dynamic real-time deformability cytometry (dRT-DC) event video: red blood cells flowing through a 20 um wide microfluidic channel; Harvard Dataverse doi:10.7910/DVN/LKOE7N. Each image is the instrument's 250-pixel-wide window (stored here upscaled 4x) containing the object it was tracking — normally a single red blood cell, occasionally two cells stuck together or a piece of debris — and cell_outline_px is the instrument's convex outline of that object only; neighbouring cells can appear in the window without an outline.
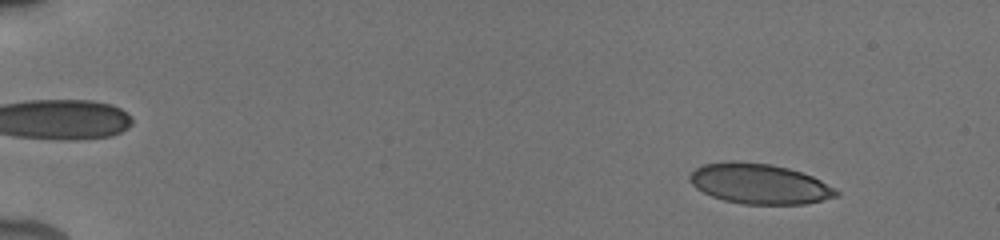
{"species": "human", "species_latin": "Homo sapiens", "temperature_condition": "cold", "stored_images_in_passage": 37, "camera_frame_rate_fps": 3000, "um_per_image_px": 0.085, "donor": {"sex": "male"}, "frame": {"image": 1, "passage_image": 3, "time_ms": 1.333, "image_size_px": [1000, 240], "cell_outline_px": [[840, 196], [804, 204], [744, 204], [724, 200], [712, 196], [696, 188], [688, 180], [688, 176], [696, 168], [704, 164], [728, 160], [732, 160], [772, 164], [788, 168], [812, 176], [820, 180], [840, 192]], "centroid_in_image_um": [64.53, 15.61], "position_along_channel_um": 20.5, "area_um2": 34.39}}
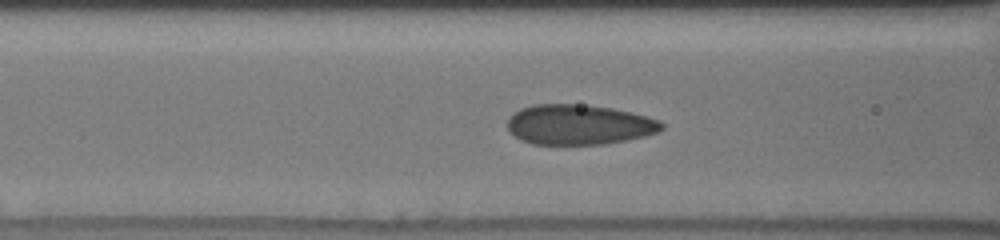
{"frame": {"image": 2, "passage_image": 24, "time_ms": 7.333, "image_size_px": [1000, 240], "cell_outline_px": [[664, 128], [656, 132], [644, 136], [604, 144], [532, 144], [520, 140], [508, 128], [508, 116], [520, 108], [532, 104], [576, 104], [612, 108], [632, 112], [660, 120], [664, 124]], "centroid_in_image_um": [49.2, 10.58], "position_along_channel_um": 117.4, "area_um2": 36.01}}
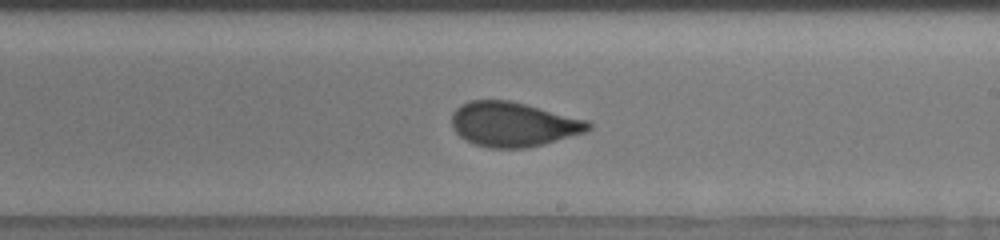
{"frame": {"image": 3, "passage_image": 35, "time_ms": 10.667, "image_size_px": [1000, 240], "cell_outline_px": [[592, 128], [584, 132], [544, 144], [524, 148], [488, 148], [472, 144], [464, 140], [456, 132], [452, 124], [452, 112], [460, 104], [472, 100], [508, 100], [588, 120], [592, 124]], "centroid_in_image_um": [43.59, 10.57], "position_along_channel_um": 245.4, "area_um2": 35.43}}